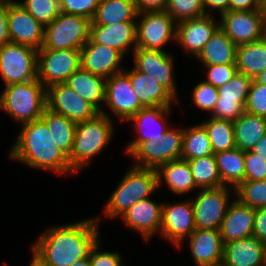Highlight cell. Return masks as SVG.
<instances>
[{"mask_svg":"<svg viewBox=\"0 0 266 266\" xmlns=\"http://www.w3.org/2000/svg\"><path fill=\"white\" fill-rule=\"evenodd\" d=\"M100 0H59L61 12L92 20Z\"/></svg>","mask_w":266,"mask_h":266,"instance_id":"cell-46","label":"cell"},{"mask_svg":"<svg viewBox=\"0 0 266 266\" xmlns=\"http://www.w3.org/2000/svg\"><path fill=\"white\" fill-rule=\"evenodd\" d=\"M163 202L159 237L174 248L181 249L183 242L196 229L191 198Z\"/></svg>","mask_w":266,"mask_h":266,"instance_id":"cell-12","label":"cell"},{"mask_svg":"<svg viewBox=\"0 0 266 266\" xmlns=\"http://www.w3.org/2000/svg\"><path fill=\"white\" fill-rule=\"evenodd\" d=\"M171 42L176 44V22L166 11L138 13L136 48L170 52L165 48Z\"/></svg>","mask_w":266,"mask_h":266,"instance_id":"cell-9","label":"cell"},{"mask_svg":"<svg viewBox=\"0 0 266 266\" xmlns=\"http://www.w3.org/2000/svg\"><path fill=\"white\" fill-rule=\"evenodd\" d=\"M173 126L163 136L141 142L128 155L133 161L131 165L156 170L169 161L181 159L184 127Z\"/></svg>","mask_w":266,"mask_h":266,"instance_id":"cell-6","label":"cell"},{"mask_svg":"<svg viewBox=\"0 0 266 266\" xmlns=\"http://www.w3.org/2000/svg\"><path fill=\"white\" fill-rule=\"evenodd\" d=\"M237 72L254 79L266 70V36L258 41L237 46Z\"/></svg>","mask_w":266,"mask_h":266,"instance_id":"cell-34","label":"cell"},{"mask_svg":"<svg viewBox=\"0 0 266 266\" xmlns=\"http://www.w3.org/2000/svg\"><path fill=\"white\" fill-rule=\"evenodd\" d=\"M235 143L238 149L252 150L266 134V117L253 115L246 111L233 121Z\"/></svg>","mask_w":266,"mask_h":266,"instance_id":"cell-32","label":"cell"},{"mask_svg":"<svg viewBox=\"0 0 266 266\" xmlns=\"http://www.w3.org/2000/svg\"><path fill=\"white\" fill-rule=\"evenodd\" d=\"M90 23L86 17L61 14L44 27L43 49H79L89 41Z\"/></svg>","mask_w":266,"mask_h":266,"instance_id":"cell-7","label":"cell"},{"mask_svg":"<svg viewBox=\"0 0 266 266\" xmlns=\"http://www.w3.org/2000/svg\"><path fill=\"white\" fill-rule=\"evenodd\" d=\"M127 68L106 79L105 101L101 111L108 118H115L114 120L123 123L143 108L131 87L129 67Z\"/></svg>","mask_w":266,"mask_h":266,"instance_id":"cell-11","label":"cell"},{"mask_svg":"<svg viewBox=\"0 0 266 266\" xmlns=\"http://www.w3.org/2000/svg\"><path fill=\"white\" fill-rule=\"evenodd\" d=\"M138 13L165 11L167 0H134Z\"/></svg>","mask_w":266,"mask_h":266,"instance_id":"cell-50","label":"cell"},{"mask_svg":"<svg viewBox=\"0 0 266 266\" xmlns=\"http://www.w3.org/2000/svg\"><path fill=\"white\" fill-rule=\"evenodd\" d=\"M38 80L48 88L65 81L81 67V50L39 49L37 53Z\"/></svg>","mask_w":266,"mask_h":266,"instance_id":"cell-13","label":"cell"},{"mask_svg":"<svg viewBox=\"0 0 266 266\" xmlns=\"http://www.w3.org/2000/svg\"><path fill=\"white\" fill-rule=\"evenodd\" d=\"M100 226L95 216L52 224L32 242L29 252L47 266H70L79 259L90 258L94 248L103 240Z\"/></svg>","mask_w":266,"mask_h":266,"instance_id":"cell-1","label":"cell"},{"mask_svg":"<svg viewBox=\"0 0 266 266\" xmlns=\"http://www.w3.org/2000/svg\"><path fill=\"white\" fill-rule=\"evenodd\" d=\"M201 124L205 127L213 153L236 147L233 121L216 119L207 115Z\"/></svg>","mask_w":266,"mask_h":266,"instance_id":"cell-37","label":"cell"},{"mask_svg":"<svg viewBox=\"0 0 266 266\" xmlns=\"http://www.w3.org/2000/svg\"><path fill=\"white\" fill-rule=\"evenodd\" d=\"M244 181H256L266 179V159L258 156L252 150H246Z\"/></svg>","mask_w":266,"mask_h":266,"instance_id":"cell-45","label":"cell"},{"mask_svg":"<svg viewBox=\"0 0 266 266\" xmlns=\"http://www.w3.org/2000/svg\"><path fill=\"white\" fill-rule=\"evenodd\" d=\"M190 197L196 228L219 230L228 207L235 198V189L228 186L199 189L193 198Z\"/></svg>","mask_w":266,"mask_h":266,"instance_id":"cell-8","label":"cell"},{"mask_svg":"<svg viewBox=\"0 0 266 266\" xmlns=\"http://www.w3.org/2000/svg\"><path fill=\"white\" fill-rule=\"evenodd\" d=\"M163 202H156L151 197L138 201L127 210L118 220L138 233L145 243L152 240L153 236L160 234Z\"/></svg>","mask_w":266,"mask_h":266,"instance_id":"cell-21","label":"cell"},{"mask_svg":"<svg viewBox=\"0 0 266 266\" xmlns=\"http://www.w3.org/2000/svg\"><path fill=\"white\" fill-rule=\"evenodd\" d=\"M124 59L118 50L93 43L90 39L81 48V68L104 79L122 72Z\"/></svg>","mask_w":266,"mask_h":266,"instance_id":"cell-23","label":"cell"},{"mask_svg":"<svg viewBox=\"0 0 266 266\" xmlns=\"http://www.w3.org/2000/svg\"><path fill=\"white\" fill-rule=\"evenodd\" d=\"M165 11L176 23L206 14L203 0H167Z\"/></svg>","mask_w":266,"mask_h":266,"instance_id":"cell-42","label":"cell"},{"mask_svg":"<svg viewBox=\"0 0 266 266\" xmlns=\"http://www.w3.org/2000/svg\"><path fill=\"white\" fill-rule=\"evenodd\" d=\"M236 56L237 46L219 27L195 60L202 66L236 64Z\"/></svg>","mask_w":266,"mask_h":266,"instance_id":"cell-30","label":"cell"},{"mask_svg":"<svg viewBox=\"0 0 266 266\" xmlns=\"http://www.w3.org/2000/svg\"><path fill=\"white\" fill-rule=\"evenodd\" d=\"M65 84L101 113L105 101L106 79L80 67Z\"/></svg>","mask_w":266,"mask_h":266,"instance_id":"cell-29","label":"cell"},{"mask_svg":"<svg viewBox=\"0 0 266 266\" xmlns=\"http://www.w3.org/2000/svg\"><path fill=\"white\" fill-rule=\"evenodd\" d=\"M37 53L31 46L13 42L0 48V78L4 86L38 79Z\"/></svg>","mask_w":266,"mask_h":266,"instance_id":"cell-10","label":"cell"},{"mask_svg":"<svg viewBox=\"0 0 266 266\" xmlns=\"http://www.w3.org/2000/svg\"><path fill=\"white\" fill-rule=\"evenodd\" d=\"M133 56V57H132ZM131 61L133 67L149 77H152L165 87L177 100L178 104L182 105L180 94L178 91L177 81L175 80L174 69L176 60L171 52H163L159 50H148L136 48L133 52Z\"/></svg>","mask_w":266,"mask_h":266,"instance_id":"cell-14","label":"cell"},{"mask_svg":"<svg viewBox=\"0 0 266 266\" xmlns=\"http://www.w3.org/2000/svg\"><path fill=\"white\" fill-rule=\"evenodd\" d=\"M115 123L113 119L101 113L92 119L76 123L73 149L68 157L75 173L89 168L95 157H100L102 151L111 145L117 130Z\"/></svg>","mask_w":266,"mask_h":266,"instance_id":"cell-4","label":"cell"},{"mask_svg":"<svg viewBox=\"0 0 266 266\" xmlns=\"http://www.w3.org/2000/svg\"><path fill=\"white\" fill-rule=\"evenodd\" d=\"M130 84L143 107H176L178 100L159 82L152 77L137 71L133 66L129 68Z\"/></svg>","mask_w":266,"mask_h":266,"instance_id":"cell-26","label":"cell"},{"mask_svg":"<svg viewBox=\"0 0 266 266\" xmlns=\"http://www.w3.org/2000/svg\"><path fill=\"white\" fill-rule=\"evenodd\" d=\"M19 130L8 150V160L37 171L55 173L57 177L76 174L68 156L54 144L49 129L41 118L21 125Z\"/></svg>","mask_w":266,"mask_h":266,"instance_id":"cell-2","label":"cell"},{"mask_svg":"<svg viewBox=\"0 0 266 266\" xmlns=\"http://www.w3.org/2000/svg\"><path fill=\"white\" fill-rule=\"evenodd\" d=\"M70 266H90L89 259H84V258L79 259L78 261H76Z\"/></svg>","mask_w":266,"mask_h":266,"instance_id":"cell-57","label":"cell"},{"mask_svg":"<svg viewBox=\"0 0 266 266\" xmlns=\"http://www.w3.org/2000/svg\"><path fill=\"white\" fill-rule=\"evenodd\" d=\"M219 20L215 15L183 20L176 23V44L186 54L195 59L204 45L219 28Z\"/></svg>","mask_w":266,"mask_h":266,"instance_id":"cell-19","label":"cell"},{"mask_svg":"<svg viewBox=\"0 0 266 266\" xmlns=\"http://www.w3.org/2000/svg\"><path fill=\"white\" fill-rule=\"evenodd\" d=\"M188 163L198 189L223 186L214 154L188 160Z\"/></svg>","mask_w":266,"mask_h":266,"instance_id":"cell-38","label":"cell"},{"mask_svg":"<svg viewBox=\"0 0 266 266\" xmlns=\"http://www.w3.org/2000/svg\"><path fill=\"white\" fill-rule=\"evenodd\" d=\"M158 190L164 186L174 196H184L192 193L194 195L199 189L195 181L187 160L178 159L169 161L156 169Z\"/></svg>","mask_w":266,"mask_h":266,"instance_id":"cell-27","label":"cell"},{"mask_svg":"<svg viewBox=\"0 0 266 266\" xmlns=\"http://www.w3.org/2000/svg\"><path fill=\"white\" fill-rule=\"evenodd\" d=\"M196 83V85L191 90V102H189L192 109L196 107L198 110L207 113L208 116L212 113L217 100H218V90L215 86L207 83L203 79ZM193 103V104H192Z\"/></svg>","mask_w":266,"mask_h":266,"instance_id":"cell-41","label":"cell"},{"mask_svg":"<svg viewBox=\"0 0 266 266\" xmlns=\"http://www.w3.org/2000/svg\"><path fill=\"white\" fill-rule=\"evenodd\" d=\"M46 108V88L38 79L9 84L0 92L1 112L19 126L40 119Z\"/></svg>","mask_w":266,"mask_h":266,"instance_id":"cell-5","label":"cell"},{"mask_svg":"<svg viewBox=\"0 0 266 266\" xmlns=\"http://www.w3.org/2000/svg\"><path fill=\"white\" fill-rule=\"evenodd\" d=\"M43 27L53 22L60 14L59 0H17Z\"/></svg>","mask_w":266,"mask_h":266,"instance_id":"cell-40","label":"cell"},{"mask_svg":"<svg viewBox=\"0 0 266 266\" xmlns=\"http://www.w3.org/2000/svg\"><path fill=\"white\" fill-rule=\"evenodd\" d=\"M235 198L251 208H266V179L243 181L235 189Z\"/></svg>","mask_w":266,"mask_h":266,"instance_id":"cell-39","label":"cell"},{"mask_svg":"<svg viewBox=\"0 0 266 266\" xmlns=\"http://www.w3.org/2000/svg\"><path fill=\"white\" fill-rule=\"evenodd\" d=\"M223 266H266V245L249 236L224 244Z\"/></svg>","mask_w":266,"mask_h":266,"instance_id":"cell-25","label":"cell"},{"mask_svg":"<svg viewBox=\"0 0 266 266\" xmlns=\"http://www.w3.org/2000/svg\"><path fill=\"white\" fill-rule=\"evenodd\" d=\"M41 119L46 123L54 144L69 157L73 149L76 123L48 108Z\"/></svg>","mask_w":266,"mask_h":266,"instance_id":"cell-35","label":"cell"},{"mask_svg":"<svg viewBox=\"0 0 266 266\" xmlns=\"http://www.w3.org/2000/svg\"><path fill=\"white\" fill-rule=\"evenodd\" d=\"M7 22L11 42L42 48L44 27L17 0H8Z\"/></svg>","mask_w":266,"mask_h":266,"instance_id":"cell-20","label":"cell"},{"mask_svg":"<svg viewBox=\"0 0 266 266\" xmlns=\"http://www.w3.org/2000/svg\"><path fill=\"white\" fill-rule=\"evenodd\" d=\"M262 0H229V10H261Z\"/></svg>","mask_w":266,"mask_h":266,"instance_id":"cell-52","label":"cell"},{"mask_svg":"<svg viewBox=\"0 0 266 266\" xmlns=\"http://www.w3.org/2000/svg\"><path fill=\"white\" fill-rule=\"evenodd\" d=\"M28 266H47L44 263H42L38 258H36L32 253H31V259L29 262Z\"/></svg>","mask_w":266,"mask_h":266,"instance_id":"cell-54","label":"cell"},{"mask_svg":"<svg viewBox=\"0 0 266 266\" xmlns=\"http://www.w3.org/2000/svg\"><path fill=\"white\" fill-rule=\"evenodd\" d=\"M47 108L75 123L94 118L99 112L65 83L46 88Z\"/></svg>","mask_w":266,"mask_h":266,"instance_id":"cell-18","label":"cell"},{"mask_svg":"<svg viewBox=\"0 0 266 266\" xmlns=\"http://www.w3.org/2000/svg\"><path fill=\"white\" fill-rule=\"evenodd\" d=\"M137 16L134 0H100L90 24L113 25L136 22Z\"/></svg>","mask_w":266,"mask_h":266,"instance_id":"cell-31","label":"cell"},{"mask_svg":"<svg viewBox=\"0 0 266 266\" xmlns=\"http://www.w3.org/2000/svg\"><path fill=\"white\" fill-rule=\"evenodd\" d=\"M89 39L93 43L118 50L125 58H128L137 47L136 22L113 25L90 24Z\"/></svg>","mask_w":266,"mask_h":266,"instance_id":"cell-24","label":"cell"},{"mask_svg":"<svg viewBox=\"0 0 266 266\" xmlns=\"http://www.w3.org/2000/svg\"><path fill=\"white\" fill-rule=\"evenodd\" d=\"M255 210L234 198L219 229L224 244L253 236Z\"/></svg>","mask_w":266,"mask_h":266,"instance_id":"cell-28","label":"cell"},{"mask_svg":"<svg viewBox=\"0 0 266 266\" xmlns=\"http://www.w3.org/2000/svg\"><path fill=\"white\" fill-rule=\"evenodd\" d=\"M214 155L223 186L236 189L244 181L245 151L235 147Z\"/></svg>","mask_w":266,"mask_h":266,"instance_id":"cell-33","label":"cell"},{"mask_svg":"<svg viewBox=\"0 0 266 266\" xmlns=\"http://www.w3.org/2000/svg\"><path fill=\"white\" fill-rule=\"evenodd\" d=\"M253 79L237 72L230 81L218 87V100L209 115L216 119L237 120L245 112V104Z\"/></svg>","mask_w":266,"mask_h":266,"instance_id":"cell-17","label":"cell"},{"mask_svg":"<svg viewBox=\"0 0 266 266\" xmlns=\"http://www.w3.org/2000/svg\"><path fill=\"white\" fill-rule=\"evenodd\" d=\"M252 151L258 156L266 159V134L260 140H258Z\"/></svg>","mask_w":266,"mask_h":266,"instance_id":"cell-53","label":"cell"},{"mask_svg":"<svg viewBox=\"0 0 266 266\" xmlns=\"http://www.w3.org/2000/svg\"><path fill=\"white\" fill-rule=\"evenodd\" d=\"M104 203L103 214L95 215L101 225L102 218L113 221L119 219L138 201L153 197L158 193L157 173L155 169L129 166Z\"/></svg>","mask_w":266,"mask_h":266,"instance_id":"cell-3","label":"cell"},{"mask_svg":"<svg viewBox=\"0 0 266 266\" xmlns=\"http://www.w3.org/2000/svg\"><path fill=\"white\" fill-rule=\"evenodd\" d=\"M219 17V27L236 46L255 42L266 36L261 10H229Z\"/></svg>","mask_w":266,"mask_h":266,"instance_id":"cell-16","label":"cell"},{"mask_svg":"<svg viewBox=\"0 0 266 266\" xmlns=\"http://www.w3.org/2000/svg\"><path fill=\"white\" fill-rule=\"evenodd\" d=\"M101 242L103 241H100L91 253L89 258L90 266H127L119 251L101 250Z\"/></svg>","mask_w":266,"mask_h":266,"instance_id":"cell-47","label":"cell"},{"mask_svg":"<svg viewBox=\"0 0 266 266\" xmlns=\"http://www.w3.org/2000/svg\"><path fill=\"white\" fill-rule=\"evenodd\" d=\"M253 80L258 83L266 84V70L259 73Z\"/></svg>","mask_w":266,"mask_h":266,"instance_id":"cell-55","label":"cell"},{"mask_svg":"<svg viewBox=\"0 0 266 266\" xmlns=\"http://www.w3.org/2000/svg\"><path fill=\"white\" fill-rule=\"evenodd\" d=\"M196 123L184 126L181 159L187 161L214 154L205 127L200 122Z\"/></svg>","mask_w":266,"mask_h":266,"instance_id":"cell-36","label":"cell"},{"mask_svg":"<svg viewBox=\"0 0 266 266\" xmlns=\"http://www.w3.org/2000/svg\"><path fill=\"white\" fill-rule=\"evenodd\" d=\"M8 0H5L0 4V48L5 44L10 43L9 32H8Z\"/></svg>","mask_w":266,"mask_h":266,"instance_id":"cell-49","label":"cell"},{"mask_svg":"<svg viewBox=\"0 0 266 266\" xmlns=\"http://www.w3.org/2000/svg\"><path fill=\"white\" fill-rule=\"evenodd\" d=\"M253 236L266 245V208L255 210Z\"/></svg>","mask_w":266,"mask_h":266,"instance_id":"cell-48","label":"cell"},{"mask_svg":"<svg viewBox=\"0 0 266 266\" xmlns=\"http://www.w3.org/2000/svg\"><path fill=\"white\" fill-rule=\"evenodd\" d=\"M261 12H262V16H263L264 28H265V31H266V0H262Z\"/></svg>","mask_w":266,"mask_h":266,"instance_id":"cell-56","label":"cell"},{"mask_svg":"<svg viewBox=\"0 0 266 266\" xmlns=\"http://www.w3.org/2000/svg\"><path fill=\"white\" fill-rule=\"evenodd\" d=\"M205 80L216 88L223 86L237 73L236 64L209 65L203 67Z\"/></svg>","mask_w":266,"mask_h":266,"instance_id":"cell-44","label":"cell"},{"mask_svg":"<svg viewBox=\"0 0 266 266\" xmlns=\"http://www.w3.org/2000/svg\"><path fill=\"white\" fill-rule=\"evenodd\" d=\"M203 7L206 14L220 16L229 11V0H203Z\"/></svg>","mask_w":266,"mask_h":266,"instance_id":"cell-51","label":"cell"},{"mask_svg":"<svg viewBox=\"0 0 266 266\" xmlns=\"http://www.w3.org/2000/svg\"><path fill=\"white\" fill-rule=\"evenodd\" d=\"M185 242L194 266L222 264L224 243L220 230L196 228Z\"/></svg>","mask_w":266,"mask_h":266,"instance_id":"cell-22","label":"cell"},{"mask_svg":"<svg viewBox=\"0 0 266 266\" xmlns=\"http://www.w3.org/2000/svg\"><path fill=\"white\" fill-rule=\"evenodd\" d=\"M247 113L266 117V84L253 80L245 104Z\"/></svg>","mask_w":266,"mask_h":266,"instance_id":"cell-43","label":"cell"},{"mask_svg":"<svg viewBox=\"0 0 266 266\" xmlns=\"http://www.w3.org/2000/svg\"><path fill=\"white\" fill-rule=\"evenodd\" d=\"M174 107H143L139 112L131 116L125 123H130L134 133L123 148L125 155H129L141 142L163 136L172 126L171 114ZM170 121V122H169Z\"/></svg>","mask_w":266,"mask_h":266,"instance_id":"cell-15","label":"cell"}]
</instances>
